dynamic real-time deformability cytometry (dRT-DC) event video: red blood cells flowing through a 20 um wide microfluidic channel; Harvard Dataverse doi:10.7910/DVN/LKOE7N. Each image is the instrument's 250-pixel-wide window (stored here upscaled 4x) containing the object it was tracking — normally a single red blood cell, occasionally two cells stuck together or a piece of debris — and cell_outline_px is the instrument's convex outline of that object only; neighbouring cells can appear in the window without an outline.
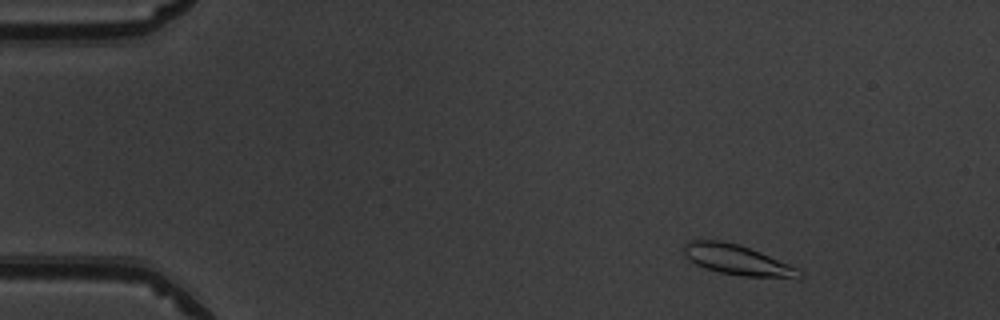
{"species": "common noctule bat (a hibernating species)", "species_latin": "Nyctalus noctula", "temperature_condition": "warm", "stored_images_in_passage": 45, "camera_frame_rate_fps": 3000, "um_per_image_px": 0.085, "animal": {"sex": "male", "body_mass_g": 19.5, "forearm_length_mm": 54.6}, "frame": {"image": 1, "passage_image": 1, "time_ms": 0.0, "image_size_px": [1000, 320], "cell_outline_px": [[804, 272], [800, 276], [744, 276], [720, 272], [704, 268], [688, 260], [684, 256], [684, 244], [688, 240], [720, 240], [740, 244], [760, 252], [788, 264]], "centroid_in_image_um": [62.54, 22.05], "position_along_channel_um": 22.5, "area_um2": 19.83}}
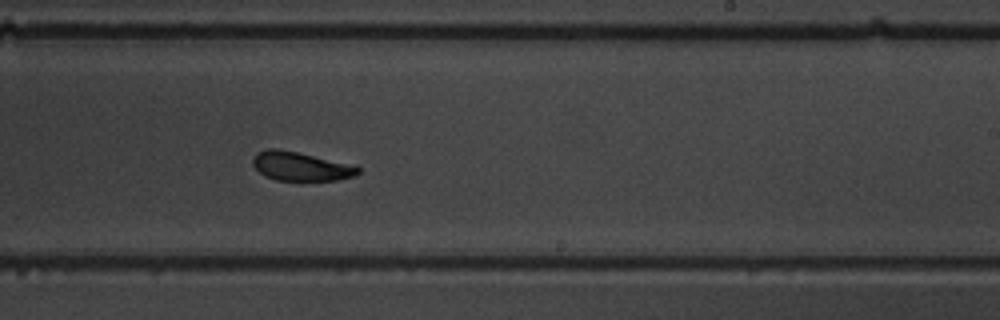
{"frame": {"image": 2, "passage_image": 26, "time_ms": 8.333, "image_size_px": [1000, 320], "cell_outline_px": [[360, 172], [356, 176], [336, 180], [276, 180], [264, 176], [252, 164], [252, 160], [256, 152], [268, 148], [276, 148], [296, 152], [360, 168]], "centroid_in_image_um": [25.47, 14.15], "position_along_channel_um": 263.5, "area_um2": 17.22}}
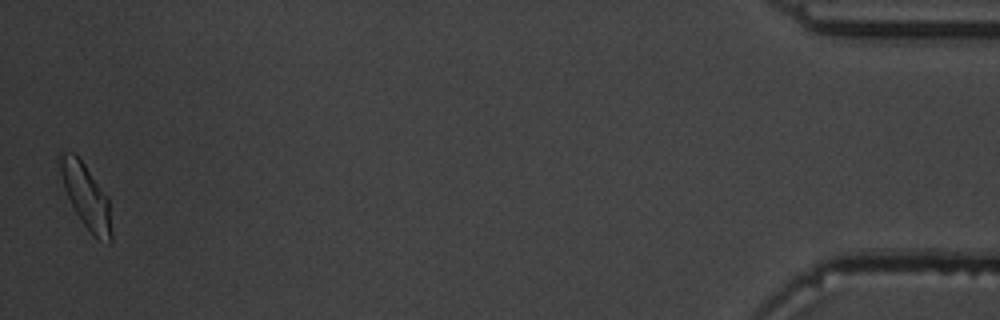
{"frame": {"image": 3, "passage_image": 45, "time_ms": 14.667, "image_size_px": [1000, 320], "cell_outline_px": [[112, 240], [108, 244], [100, 240], [84, 224], [76, 212], [64, 188], [56, 156], [56, 152], [72, 152], [84, 164], [108, 196], [112, 232]], "centroid_in_image_um": [7.3, 16.63], "position_along_channel_um": 427.9, "area_um2": 19.02}, "authors_computed_cell_mechanics": {"area_um2": 18.785, "velocity_mm_per_s": 3.9712, "shape_relaxation_time_tau1_ms": 4.5577, "shape_relaxation_time_tau2_ms": 2.8581, "deformation_change_tau1": 0.1797, "deformation_change_tau2": 0.0971}}